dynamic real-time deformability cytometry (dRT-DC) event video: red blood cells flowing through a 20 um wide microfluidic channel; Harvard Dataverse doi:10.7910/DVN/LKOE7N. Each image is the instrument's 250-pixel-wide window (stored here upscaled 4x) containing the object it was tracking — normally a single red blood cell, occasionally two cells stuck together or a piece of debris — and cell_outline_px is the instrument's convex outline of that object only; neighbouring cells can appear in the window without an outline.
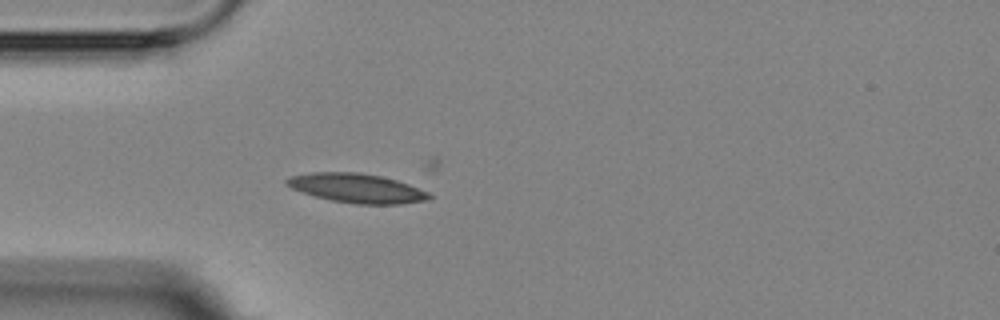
{"species": "Egyptian fruit bat (a non-hibernating species)", "species_latin": "Rousettus aegyptiacus", "temperature_condition": "room temperature", "stored_images_in_passage": 1, "camera_frame_rate_fps": 3000, "um_per_image_px": 0.085, "animal": {"sex": "female"}, "frame": {"image": 1, "passage_image": 1, "time_ms": 0.0, "image_size_px": [1000, 320], "cell_outline_px": [[432, 196], [428, 200], [400, 204], [356, 204], [332, 200], [316, 196], [292, 188], [284, 180], [288, 176], [312, 172], [360, 172], [380, 176], [396, 180], [408, 184], [428, 192]], "centroid_in_image_um": [30.33, 15.99], "position_along_channel_um": 54.7, "area_um2": 24.04}}